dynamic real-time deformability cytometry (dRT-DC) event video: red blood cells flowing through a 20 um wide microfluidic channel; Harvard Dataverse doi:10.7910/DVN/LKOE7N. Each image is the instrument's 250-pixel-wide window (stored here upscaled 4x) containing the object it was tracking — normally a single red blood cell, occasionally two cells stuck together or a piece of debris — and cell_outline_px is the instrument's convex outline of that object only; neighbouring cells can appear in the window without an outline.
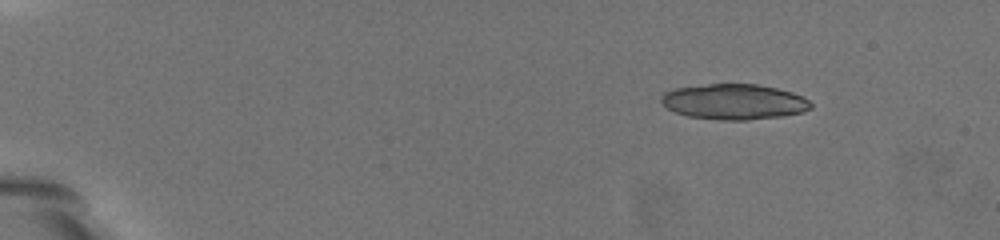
{"species": "common noctule bat (a hibernating species)", "species_latin": "Nyctalus noctula", "temperature_condition": "warm", "stored_images_in_passage": 8, "camera_frame_rate_fps": 3000, "um_per_image_px": 0.085, "animal": {"sex": "female", "body_mass_g": 19.5, "forearm_length_mm": 54.1}, "frame": {"image": 1, "passage_image": 6, "time_ms": 1.667, "image_size_px": [1000, 240], "cell_outline_px": [[272, 188], [264, 208], [256, 212], [200, 160], [196, 156], [184, 132], [184, 128], [188, 116], [192, 116], [240, 152], [264, 176]], "centroid_in_image_um": [19.4, 13.98], "position_along_channel_um": 65.6, "area_um2": 23.58}}